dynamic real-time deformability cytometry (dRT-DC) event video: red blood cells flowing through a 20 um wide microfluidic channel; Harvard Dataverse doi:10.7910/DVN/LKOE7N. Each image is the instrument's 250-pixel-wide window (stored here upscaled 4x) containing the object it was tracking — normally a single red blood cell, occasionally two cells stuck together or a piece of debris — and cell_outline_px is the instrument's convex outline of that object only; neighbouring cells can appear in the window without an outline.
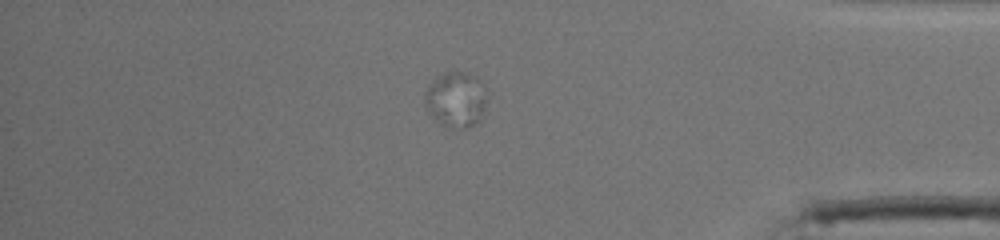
{"species": "human", "species_latin": "Homo sapiens", "temperature_condition": "cold", "stored_images_in_passage": 46, "camera_frame_rate_fps": 3000, "um_per_image_px": 0.085, "donor": {"sex": "male"}, "frame": {"image": 1, "passage_image": 38, "time_ms": 12.333, "image_size_px": [1000, 240], "cell_outline_px": [[484, 108], [480, 120], [476, 124], [464, 128], [440, 124], [428, 112], [424, 104], [424, 92], [428, 84], [432, 80], [448, 72], [464, 72], [476, 76], [480, 80], [484, 88]], "centroid_in_image_um": [38.71, 8.45], "position_along_channel_um": 396.5, "area_um2": 19.83}}